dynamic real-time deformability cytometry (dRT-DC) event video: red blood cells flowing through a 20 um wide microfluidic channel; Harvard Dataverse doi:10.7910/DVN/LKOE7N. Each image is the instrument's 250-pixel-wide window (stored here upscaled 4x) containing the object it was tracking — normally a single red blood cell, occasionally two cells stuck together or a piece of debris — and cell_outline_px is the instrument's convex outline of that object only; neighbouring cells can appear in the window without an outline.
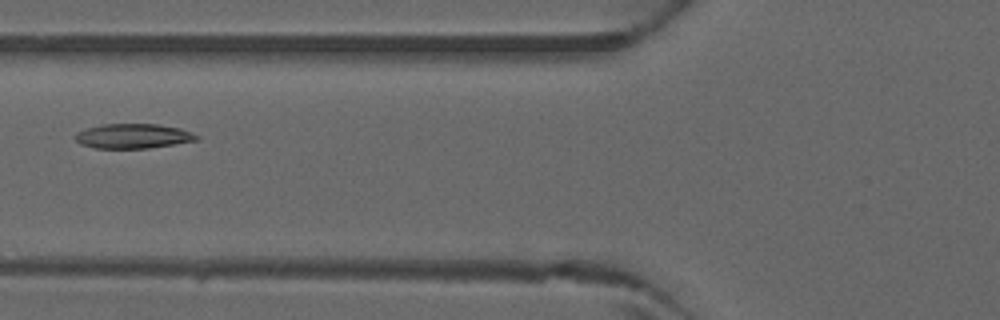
{"species": "common noctule bat (a hibernating species)", "species_latin": "Nyctalus noctula", "temperature_condition": "warm", "stored_images_in_passage": 45, "camera_frame_rate_fps": 3000, "um_per_image_px": 0.085, "animal": {"sex": "male", "forearm_length_mm": 52.5}, "frame": {"image": 1, "passage_image": 17, "time_ms": 5.333, "image_size_px": [1000, 320], "cell_outline_px": [[200, 140], [148, 148], [96, 148], [80, 144], [72, 136], [76, 132], [88, 128], [104, 124], [156, 124], [180, 128], [192, 132], [200, 136]], "centroid_in_image_um": [11.33, 11.57], "position_along_channel_um": 114.5, "area_um2": 17.51}}
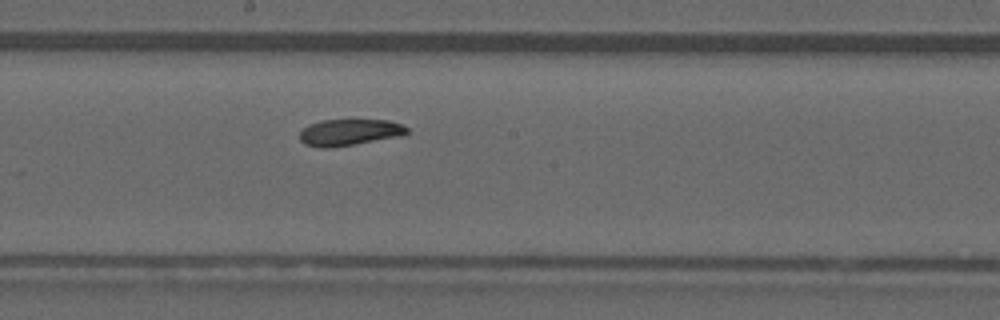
{"frame": {"image": 2, "passage_image": 24, "time_ms": 7.667, "image_size_px": [1000, 320], "cell_outline_px": [[408, 132], [404, 136], [328, 148], [320, 148], [304, 144], [300, 140], [300, 132], [308, 124], [320, 120], [388, 120], [400, 124], [408, 128]], "centroid_in_image_um": [29.7, 11.25], "position_along_channel_um": 218.5, "area_um2": 16.59}}
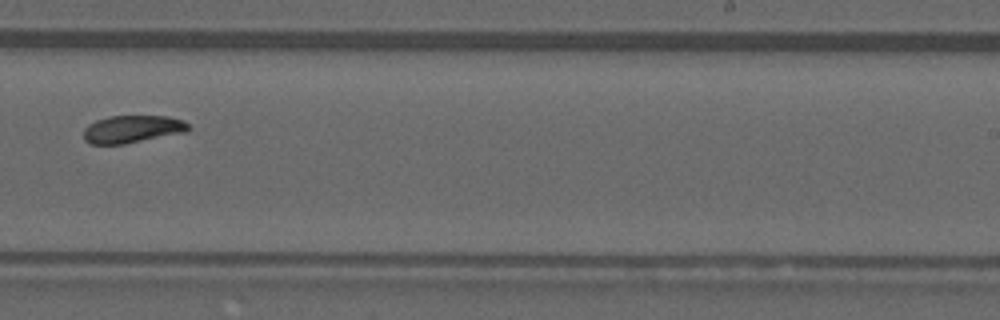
{"frame": {"image": 3, "passage_image": 28, "time_ms": 9.0, "image_size_px": [1000, 320], "cell_outline_px": [[192, 128], [184, 132], [124, 144], [88, 144], [84, 140], [84, 128], [88, 124], [96, 120], [108, 116], [168, 116], [184, 120]], "centroid_in_image_um": [11.23, 10.97], "position_along_channel_um": 277.8, "area_um2": 16.88}}